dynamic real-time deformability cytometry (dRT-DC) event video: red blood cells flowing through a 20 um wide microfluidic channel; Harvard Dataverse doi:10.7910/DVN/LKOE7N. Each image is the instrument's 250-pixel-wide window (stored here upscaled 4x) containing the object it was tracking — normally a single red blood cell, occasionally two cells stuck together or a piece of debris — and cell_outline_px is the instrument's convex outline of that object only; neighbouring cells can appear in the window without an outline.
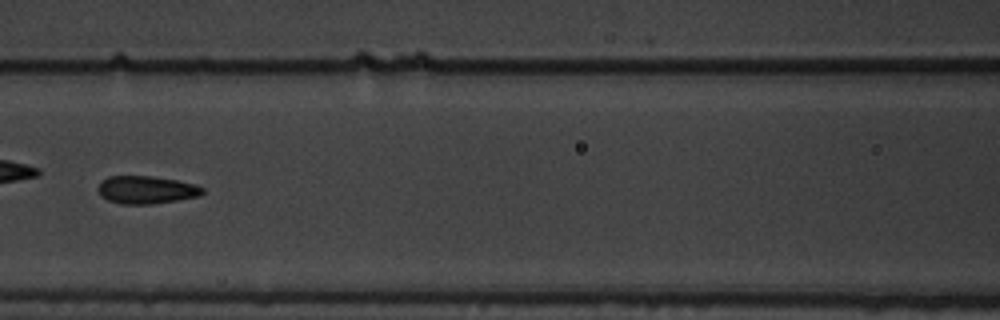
{"species": "common noctule bat (a hibernating species)", "species_latin": "Nyctalus noctula", "temperature_condition": "warm", "stored_images_in_passage": 15, "camera_frame_rate_fps": 3000, "um_per_image_px": 0.085, "animal": {"sex": "male", "body_mass_g": 19.5, "forearm_length_mm": 54.6}, "frame": {"image": 1, "passage_image": 7, "time_ms": 2.0, "image_size_px": [1000, 320], "cell_outline_px": [[204, 192], [200, 196], [152, 204], [120, 204], [108, 200], [100, 196], [96, 188], [100, 180], [108, 176], [152, 176], [176, 180], [196, 184], [204, 188]], "centroid_in_image_um": [12.4, 16.13], "position_along_channel_um": 154.2, "area_um2": 17.17}}
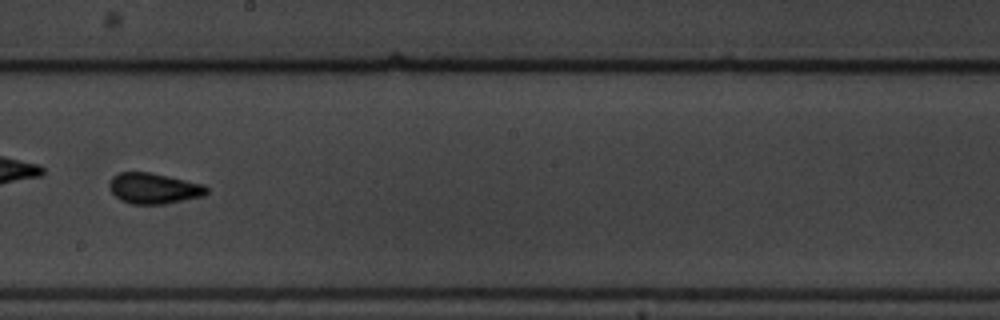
{"frame": {"image": 2, "passage_image": 9, "time_ms": 2.667, "image_size_px": [1000, 320], "cell_outline_px": [[208, 192], [204, 196], [164, 204], [132, 204], [120, 200], [108, 188], [108, 184], [112, 176], [120, 172], [148, 172], [168, 176], [204, 184], [208, 188]], "centroid_in_image_um": [13.06, 16.01], "position_along_channel_um": 235.1, "area_um2": 17.51}}
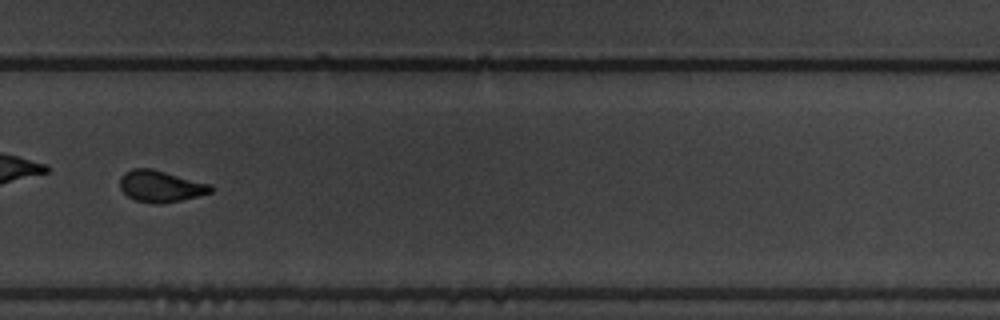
{"frame": {"image": 3, "passage_image": 11, "time_ms": 3.333, "image_size_px": [1000, 320], "cell_outline_px": [[216, 188], [212, 192], [180, 200], [160, 204], [152, 204], [136, 200], [128, 196], [120, 188], [120, 176], [124, 172], [132, 168], [152, 168], [212, 184]], "centroid_in_image_um": [13.67, 15.82], "position_along_channel_um": 316.1, "area_um2": 16.88}}